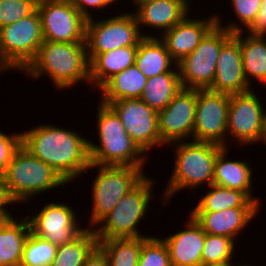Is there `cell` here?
<instances>
[{
    "label": "cell",
    "mask_w": 266,
    "mask_h": 266,
    "mask_svg": "<svg viewBox=\"0 0 266 266\" xmlns=\"http://www.w3.org/2000/svg\"><path fill=\"white\" fill-rule=\"evenodd\" d=\"M80 134L41 123L21 132V145L69 184L85 175L90 165L88 139Z\"/></svg>",
    "instance_id": "1"
},
{
    "label": "cell",
    "mask_w": 266,
    "mask_h": 266,
    "mask_svg": "<svg viewBox=\"0 0 266 266\" xmlns=\"http://www.w3.org/2000/svg\"><path fill=\"white\" fill-rule=\"evenodd\" d=\"M31 80L43 76L50 79L54 89L60 91L77 85L90 84V63L86 42L44 41L36 56L22 71Z\"/></svg>",
    "instance_id": "2"
},
{
    "label": "cell",
    "mask_w": 266,
    "mask_h": 266,
    "mask_svg": "<svg viewBox=\"0 0 266 266\" xmlns=\"http://www.w3.org/2000/svg\"><path fill=\"white\" fill-rule=\"evenodd\" d=\"M176 141L174 145V167L167 186L162 193L163 205L170 204L171 199L185 189L195 191L201 185L213 184L214 168L218 153L224 148L219 144L202 141Z\"/></svg>",
    "instance_id": "3"
},
{
    "label": "cell",
    "mask_w": 266,
    "mask_h": 266,
    "mask_svg": "<svg viewBox=\"0 0 266 266\" xmlns=\"http://www.w3.org/2000/svg\"><path fill=\"white\" fill-rule=\"evenodd\" d=\"M96 111L99 144L88 139L90 164L145 167L148 155L132 140L117 114L100 102Z\"/></svg>",
    "instance_id": "4"
},
{
    "label": "cell",
    "mask_w": 266,
    "mask_h": 266,
    "mask_svg": "<svg viewBox=\"0 0 266 266\" xmlns=\"http://www.w3.org/2000/svg\"><path fill=\"white\" fill-rule=\"evenodd\" d=\"M1 181L13 204L29 203L40 193L68 184L52 167L22 145L13 154Z\"/></svg>",
    "instance_id": "5"
},
{
    "label": "cell",
    "mask_w": 266,
    "mask_h": 266,
    "mask_svg": "<svg viewBox=\"0 0 266 266\" xmlns=\"http://www.w3.org/2000/svg\"><path fill=\"white\" fill-rule=\"evenodd\" d=\"M155 181L146 175L119 200L114 209L93 228L98 240L152 236L144 235L137 227L143 219L147 218L146 213L151 205L150 201L155 196L152 190Z\"/></svg>",
    "instance_id": "6"
},
{
    "label": "cell",
    "mask_w": 266,
    "mask_h": 266,
    "mask_svg": "<svg viewBox=\"0 0 266 266\" xmlns=\"http://www.w3.org/2000/svg\"><path fill=\"white\" fill-rule=\"evenodd\" d=\"M97 169L92 187V208L88 227L93 229L145 176L144 167L100 166L90 164L88 170ZM91 225V226H90Z\"/></svg>",
    "instance_id": "7"
},
{
    "label": "cell",
    "mask_w": 266,
    "mask_h": 266,
    "mask_svg": "<svg viewBox=\"0 0 266 266\" xmlns=\"http://www.w3.org/2000/svg\"><path fill=\"white\" fill-rule=\"evenodd\" d=\"M43 42L41 18L36 8L19 21L0 27V66L6 72L14 70L22 74Z\"/></svg>",
    "instance_id": "8"
},
{
    "label": "cell",
    "mask_w": 266,
    "mask_h": 266,
    "mask_svg": "<svg viewBox=\"0 0 266 266\" xmlns=\"http://www.w3.org/2000/svg\"><path fill=\"white\" fill-rule=\"evenodd\" d=\"M106 18L104 16V19L99 20L94 17L86 22L85 42L89 61L99 53L138 46L144 37H157V34L142 33L134 13L130 10Z\"/></svg>",
    "instance_id": "9"
},
{
    "label": "cell",
    "mask_w": 266,
    "mask_h": 266,
    "mask_svg": "<svg viewBox=\"0 0 266 266\" xmlns=\"http://www.w3.org/2000/svg\"><path fill=\"white\" fill-rule=\"evenodd\" d=\"M232 35L216 24L193 52L177 63L183 88L209 89L212 86L221 47Z\"/></svg>",
    "instance_id": "10"
},
{
    "label": "cell",
    "mask_w": 266,
    "mask_h": 266,
    "mask_svg": "<svg viewBox=\"0 0 266 266\" xmlns=\"http://www.w3.org/2000/svg\"><path fill=\"white\" fill-rule=\"evenodd\" d=\"M262 103L253 89L230 95L227 138L238 143L240 148L261 143L264 106H266Z\"/></svg>",
    "instance_id": "11"
},
{
    "label": "cell",
    "mask_w": 266,
    "mask_h": 266,
    "mask_svg": "<svg viewBox=\"0 0 266 266\" xmlns=\"http://www.w3.org/2000/svg\"><path fill=\"white\" fill-rule=\"evenodd\" d=\"M44 41L85 42L87 20L71 0H38Z\"/></svg>",
    "instance_id": "12"
},
{
    "label": "cell",
    "mask_w": 266,
    "mask_h": 266,
    "mask_svg": "<svg viewBox=\"0 0 266 266\" xmlns=\"http://www.w3.org/2000/svg\"><path fill=\"white\" fill-rule=\"evenodd\" d=\"M230 95L197 89L193 141L212 142L228 147L227 121Z\"/></svg>",
    "instance_id": "13"
},
{
    "label": "cell",
    "mask_w": 266,
    "mask_h": 266,
    "mask_svg": "<svg viewBox=\"0 0 266 266\" xmlns=\"http://www.w3.org/2000/svg\"><path fill=\"white\" fill-rule=\"evenodd\" d=\"M107 105L117 114L126 132L146 155H150L149 151L154 147L166 145L160 138L158 112L140 98L117 100Z\"/></svg>",
    "instance_id": "14"
},
{
    "label": "cell",
    "mask_w": 266,
    "mask_h": 266,
    "mask_svg": "<svg viewBox=\"0 0 266 266\" xmlns=\"http://www.w3.org/2000/svg\"><path fill=\"white\" fill-rule=\"evenodd\" d=\"M76 211L64 202H49L38 213L30 214L27 219L30 231L52 244L62 245L71 242L85 229L79 225Z\"/></svg>",
    "instance_id": "15"
},
{
    "label": "cell",
    "mask_w": 266,
    "mask_h": 266,
    "mask_svg": "<svg viewBox=\"0 0 266 266\" xmlns=\"http://www.w3.org/2000/svg\"><path fill=\"white\" fill-rule=\"evenodd\" d=\"M196 105L197 89L182 88L166 108L158 112L160 138L166 145L191 140Z\"/></svg>",
    "instance_id": "16"
},
{
    "label": "cell",
    "mask_w": 266,
    "mask_h": 266,
    "mask_svg": "<svg viewBox=\"0 0 266 266\" xmlns=\"http://www.w3.org/2000/svg\"><path fill=\"white\" fill-rule=\"evenodd\" d=\"M245 78L240 50V32L234 33L221 47L217 58L216 74L209 90L237 94L250 91Z\"/></svg>",
    "instance_id": "17"
},
{
    "label": "cell",
    "mask_w": 266,
    "mask_h": 266,
    "mask_svg": "<svg viewBox=\"0 0 266 266\" xmlns=\"http://www.w3.org/2000/svg\"><path fill=\"white\" fill-rule=\"evenodd\" d=\"M217 24L216 15L193 19L188 14L182 21L165 31L159 38L165 43L171 58L178 63L191 54L204 36Z\"/></svg>",
    "instance_id": "18"
},
{
    "label": "cell",
    "mask_w": 266,
    "mask_h": 266,
    "mask_svg": "<svg viewBox=\"0 0 266 266\" xmlns=\"http://www.w3.org/2000/svg\"><path fill=\"white\" fill-rule=\"evenodd\" d=\"M185 221V228L165 236L171 266H199L202 263V252L206 233L190 215Z\"/></svg>",
    "instance_id": "19"
},
{
    "label": "cell",
    "mask_w": 266,
    "mask_h": 266,
    "mask_svg": "<svg viewBox=\"0 0 266 266\" xmlns=\"http://www.w3.org/2000/svg\"><path fill=\"white\" fill-rule=\"evenodd\" d=\"M260 209L229 208L215 212H189V214L206 234L225 236L235 240L258 216Z\"/></svg>",
    "instance_id": "20"
},
{
    "label": "cell",
    "mask_w": 266,
    "mask_h": 266,
    "mask_svg": "<svg viewBox=\"0 0 266 266\" xmlns=\"http://www.w3.org/2000/svg\"><path fill=\"white\" fill-rule=\"evenodd\" d=\"M229 147H224L217 155L213 184L244 192L251 200L261 205V200L253 194V169L249 160H229Z\"/></svg>",
    "instance_id": "21"
},
{
    "label": "cell",
    "mask_w": 266,
    "mask_h": 266,
    "mask_svg": "<svg viewBox=\"0 0 266 266\" xmlns=\"http://www.w3.org/2000/svg\"><path fill=\"white\" fill-rule=\"evenodd\" d=\"M140 31L142 27L155 28L161 32L171 29L180 21H182L190 11L182 4L174 0H156L149 2L133 12ZM161 30V31H160Z\"/></svg>",
    "instance_id": "22"
},
{
    "label": "cell",
    "mask_w": 266,
    "mask_h": 266,
    "mask_svg": "<svg viewBox=\"0 0 266 266\" xmlns=\"http://www.w3.org/2000/svg\"><path fill=\"white\" fill-rule=\"evenodd\" d=\"M135 65L147 79L168 71H178L165 43L157 37H144L138 44Z\"/></svg>",
    "instance_id": "23"
},
{
    "label": "cell",
    "mask_w": 266,
    "mask_h": 266,
    "mask_svg": "<svg viewBox=\"0 0 266 266\" xmlns=\"http://www.w3.org/2000/svg\"><path fill=\"white\" fill-rule=\"evenodd\" d=\"M137 49L138 46H127L95 55L89 61L90 88L99 89L113 75L134 65Z\"/></svg>",
    "instance_id": "24"
},
{
    "label": "cell",
    "mask_w": 266,
    "mask_h": 266,
    "mask_svg": "<svg viewBox=\"0 0 266 266\" xmlns=\"http://www.w3.org/2000/svg\"><path fill=\"white\" fill-rule=\"evenodd\" d=\"M147 77L134 64L125 70L113 75L100 88V100L107 105L110 102L122 99L141 98Z\"/></svg>",
    "instance_id": "25"
},
{
    "label": "cell",
    "mask_w": 266,
    "mask_h": 266,
    "mask_svg": "<svg viewBox=\"0 0 266 266\" xmlns=\"http://www.w3.org/2000/svg\"><path fill=\"white\" fill-rule=\"evenodd\" d=\"M17 220L12 215L8 220L0 222V266L21 264L30 224L27 217Z\"/></svg>",
    "instance_id": "26"
},
{
    "label": "cell",
    "mask_w": 266,
    "mask_h": 266,
    "mask_svg": "<svg viewBox=\"0 0 266 266\" xmlns=\"http://www.w3.org/2000/svg\"><path fill=\"white\" fill-rule=\"evenodd\" d=\"M245 33V31L240 32V50L245 78L251 88L255 80L257 83H263L264 86L266 85V35Z\"/></svg>",
    "instance_id": "27"
},
{
    "label": "cell",
    "mask_w": 266,
    "mask_h": 266,
    "mask_svg": "<svg viewBox=\"0 0 266 266\" xmlns=\"http://www.w3.org/2000/svg\"><path fill=\"white\" fill-rule=\"evenodd\" d=\"M209 188V189H208ZM205 195L197 200L195 207L189 212H215L229 208H260L244 192L229 189L216 184L208 186Z\"/></svg>",
    "instance_id": "28"
},
{
    "label": "cell",
    "mask_w": 266,
    "mask_h": 266,
    "mask_svg": "<svg viewBox=\"0 0 266 266\" xmlns=\"http://www.w3.org/2000/svg\"><path fill=\"white\" fill-rule=\"evenodd\" d=\"M178 71H168L147 79L141 100L159 112L182 90Z\"/></svg>",
    "instance_id": "29"
},
{
    "label": "cell",
    "mask_w": 266,
    "mask_h": 266,
    "mask_svg": "<svg viewBox=\"0 0 266 266\" xmlns=\"http://www.w3.org/2000/svg\"><path fill=\"white\" fill-rule=\"evenodd\" d=\"M98 247V239L91 228L67 244L58 245L51 266H83L85 260Z\"/></svg>",
    "instance_id": "30"
},
{
    "label": "cell",
    "mask_w": 266,
    "mask_h": 266,
    "mask_svg": "<svg viewBox=\"0 0 266 266\" xmlns=\"http://www.w3.org/2000/svg\"><path fill=\"white\" fill-rule=\"evenodd\" d=\"M98 247L107 256L109 266H137L142 237L98 240Z\"/></svg>",
    "instance_id": "31"
},
{
    "label": "cell",
    "mask_w": 266,
    "mask_h": 266,
    "mask_svg": "<svg viewBox=\"0 0 266 266\" xmlns=\"http://www.w3.org/2000/svg\"><path fill=\"white\" fill-rule=\"evenodd\" d=\"M230 5L233 6V13L235 14L234 20L227 22L225 25L222 21L223 17H220V14L215 13L217 24L231 33L248 31L256 22L259 10L262 6V0H230ZM240 22V23H238ZM242 24V25H241ZM245 27V29H244Z\"/></svg>",
    "instance_id": "32"
},
{
    "label": "cell",
    "mask_w": 266,
    "mask_h": 266,
    "mask_svg": "<svg viewBox=\"0 0 266 266\" xmlns=\"http://www.w3.org/2000/svg\"><path fill=\"white\" fill-rule=\"evenodd\" d=\"M58 245L49 240L34 235L31 231L25 241L21 265L23 266H51L57 252Z\"/></svg>",
    "instance_id": "33"
},
{
    "label": "cell",
    "mask_w": 266,
    "mask_h": 266,
    "mask_svg": "<svg viewBox=\"0 0 266 266\" xmlns=\"http://www.w3.org/2000/svg\"><path fill=\"white\" fill-rule=\"evenodd\" d=\"M237 240L225 236L206 234L202 252V263H224L233 261Z\"/></svg>",
    "instance_id": "34"
},
{
    "label": "cell",
    "mask_w": 266,
    "mask_h": 266,
    "mask_svg": "<svg viewBox=\"0 0 266 266\" xmlns=\"http://www.w3.org/2000/svg\"><path fill=\"white\" fill-rule=\"evenodd\" d=\"M137 266H171L169 250L160 237H142V248Z\"/></svg>",
    "instance_id": "35"
},
{
    "label": "cell",
    "mask_w": 266,
    "mask_h": 266,
    "mask_svg": "<svg viewBox=\"0 0 266 266\" xmlns=\"http://www.w3.org/2000/svg\"><path fill=\"white\" fill-rule=\"evenodd\" d=\"M38 0H0V27L28 16L36 9Z\"/></svg>",
    "instance_id": "36"
},
{
    "label": "cell",
    "mask_w": 266,
    "mask_h": 266,
    "mask_svg": "<svg viewBox=\"0 0 266 266\" xmlns=\"http://www.w3.org/2000/svg\"><path fill=\"white\" fill-rule=\"evenodd\" d=\"M21 146V132L7 134L0 131V178L4 175L13 154Z\"/></svg>",
    "instance_id": "37"
},
{
    "label": "cell",
    "mask_w": 266,
    "mask_h": 266,
    "mask_svg": "<svg viewBox=\"0 0 266 266\" xmlns=\"http://www.w3.org/2000/svg\"><path fill=\"white\" fill-rule=\"evenodd\" d=\"M247 32L266 35V0H262L257 20Z\"/></svg>",
    "instance_id": "38"
},
{
    "label": "cell",
    "mask_w": 266,
    "mask_h": 266,
    "mask_svg": "<svg viewBox=\"0 0 266 266\" xmlns=\"http://www.w3.org/2000/svg\"><path fill=\"white\" fill-rule=\"evenodd\" d=\"M7 205L12 206L14 204L7 196L5 187L3 186V183L0 178V222L8 220L12 216L11 214H13L9 211V209H7Z\"/></svg>",
    "instance_id": "39"
},
{
    "label": "cell",
    "mask_w": 266,
    "mask_h": 266,
    "mask_svg": "<svg viewBox=\"0 0 266 266\" xmlns=\"http://www.w3.org/2000/svg\"><path fill=\"white\" fill-rule=\"evenodd\" d=\"M73 6L81 13L86 19L94 18L93 10L95 9V0H71ZM92 9V10H91Z\"/></svg>",
    "instance_id": "40"
},
{
    "label": "cell",
    "mask_w": 266,
    "mask_h": 266,
    "mask_svg": "<svg viewBox=\"0 0 266 266\" xmlns=\"http://www.w3.org/2000/svg\"><path fill=\"white\" fill-rule=\"evenodd\" d=\"M83 266H109L107 256L97 247L85 260Z\"/></svg>",
    "instance_id": "41"
},
{
    "label": "cell",
    "mask_w": 266,
    "mask_h": 266,
    "mask_svg": "<svg viewBox=\"0 0 266 266\" xmlns=\"http://www.w3.org/2000/svg\"><path fill=\"white\" fill-rule=\"evenodd\" d=\"M117 1H119V0H95V10L98 9V10H100V13H101V10L106 9L109 6L111 8L112 4L116 5L117 3H119Z\"/></svg>",
    "instance_id": "42"
},
{
    "label": "cell",
    "mask_w": 266,
    "mask_h": 266,
    "mask_svg": "<svg viewBox=\"0 0 266 266\" xmlns=\"http://www.w3.org/2000/svg\"><path fill=\"white\" fill-rule=\"evenodd\" d=\"M261 142L264 143V145L266 144V109L263 115V129L261 134Z\"/></svg>",
    "instance_id": "43"
},
{
    "label": "cell",
    "mask_w": 266,
    "mask_h": 266,
    "mask_svg": "<svg viewBox=\"0 0 266 266\" xmlns=\"http://www.w3.org/2000/svg\"><path fill=\"white\" fill-rule=\"evenodd\" d=\"M133 3H135V5L134 6H136L135 8V10L134 11H136L138 8H140L141 6H143L144 4H147V3H149V2H154V1H156V0H131Z\"/></svg>",
    "instance_id": "44"
},
{
    "label": "cell",
    "mask_w": 266,
    "mask_h": 266,
    "mask_svg": "<svg viewBox=\"0 0 266 266\" xmlns=\"http://www.w3.org/2000/svg\"><path fill=\"white\" fill-rule=\"evenodd\" d=\"M174 1H177L179 2L180 4L184 5L190 12H192L191 10L192 9V5H191V0H174ZM191 5V6H190Z\"/></svg>",
    "instance_id": "45"
},
{
    "label": "cell",
    "mask_w": 266,
    "mask_h": 266,
    "mask_svg": "<svg viewBox=\"0 0 266 266\" xmlns=\"http://www.w3.org/2000/svg\"><path fill=\"white\" fill-rule=\"evenodd\" d=\"M199 266H230V262H224V263H201Z\"/></svg>",
    "instance_id": "46"
},
{
    "label": "cell",
    "mask_w": 266,
    "mask_h": 266,
    "mask_svg": "<svg viewBox=\"0 0 266 266\" xmlns=\"http://www.w3.org/2000/svg\"><path fill=\"white\" fill-rule=\"evenodd\" d=\"M235 263H236V261H235V262L231 261V262H230V266H235V265H236ZM237 263H238V264H237L238 266H254L253 264H250V265H248V264H247V265H246V264H245V265L241 264V265H239L240 262H238V261H237ZM237 265H236V266H237Z\"/></svg>",
    "instance_id": "47"
}]
</instances>
